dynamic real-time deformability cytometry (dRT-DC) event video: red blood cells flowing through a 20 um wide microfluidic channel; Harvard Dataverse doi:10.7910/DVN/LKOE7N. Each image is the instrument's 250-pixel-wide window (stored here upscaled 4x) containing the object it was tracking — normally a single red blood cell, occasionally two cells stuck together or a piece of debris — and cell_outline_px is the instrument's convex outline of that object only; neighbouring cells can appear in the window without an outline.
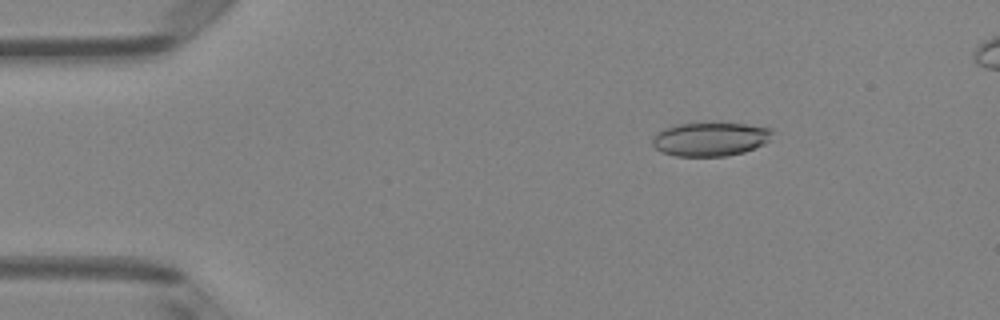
{"species": "Egyptian fruit bat (a non-hibernating species)", "species_latin": "Rousettus aegyptiacus", "temperature_condition": "room temperature", "stored_images_in_passage": 50, "camera_frame_rate_fps": 3000, "um_per_image_px": 0.085, "animal": {"sex": "female"}, "frame": {"image": 1, "passage_image": 8, "time_ms": 2.333, "image_size_px": [1000, 320], "cell_outline_px": [[772, 132], [768, 140], [764, 144], [744, 152], [728, 156], [676, 156], [660, 152], [652, 144], [652, 140], [660, 132], [668, 128], [680, 124], [720, 120], [772, 128]], "centroid_in_image_um": [60.42, 11.79], "position_along_channel_um": 24.6, "area_um2": 24.04}}
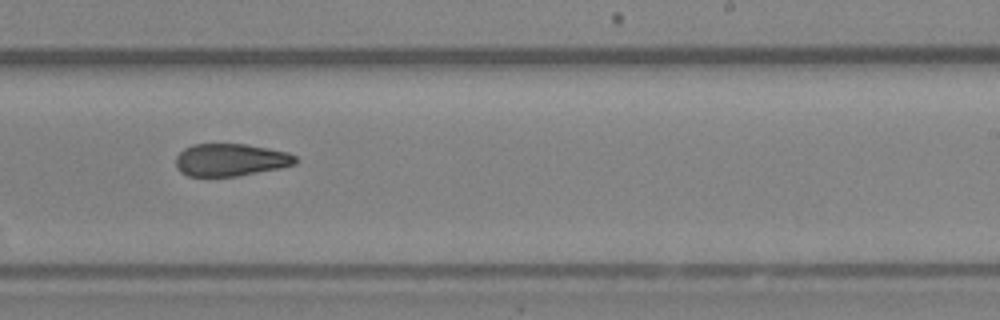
{"frame": {"image": 2, "passage_image": 31, "time_ms": 10.0, "image_size_px": [1000, 320], "cell_outline_px": [[296, 164], [280, 168], [236, 176], [188, 176], [180, 172], [176, 168], [176, 156], [184, 148], [192, 144], [244, 144], [268, 148], [288, 152], [296, 156]], "centroid_in_image_um": [19.58, 13.59], "position_along_channel_um": 269.4, "area_um2": 22.66}}
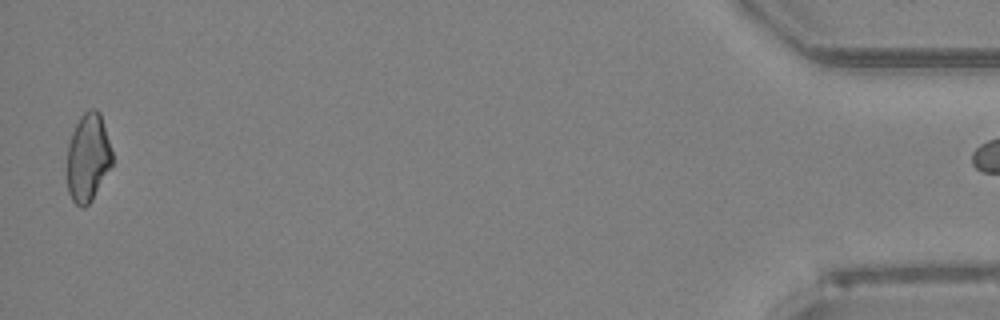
{"frame": {"image": 3, "passage_image": 49, "time_ms": 16.0, "image_size_px": [1000, 320], "cell_outline_px": [[112, 164], [92, 200], [84, 208], [80, 208], [72, 200], [68, 192], [68, 144], [72, 132], [80, 116], [88, 108], [96, 108], [100, 112], [112, 152]], "centroid_in_image_um": [7.47, 13.38], "position_along_channel_um": 427.7, "area_um2": 23.06}}